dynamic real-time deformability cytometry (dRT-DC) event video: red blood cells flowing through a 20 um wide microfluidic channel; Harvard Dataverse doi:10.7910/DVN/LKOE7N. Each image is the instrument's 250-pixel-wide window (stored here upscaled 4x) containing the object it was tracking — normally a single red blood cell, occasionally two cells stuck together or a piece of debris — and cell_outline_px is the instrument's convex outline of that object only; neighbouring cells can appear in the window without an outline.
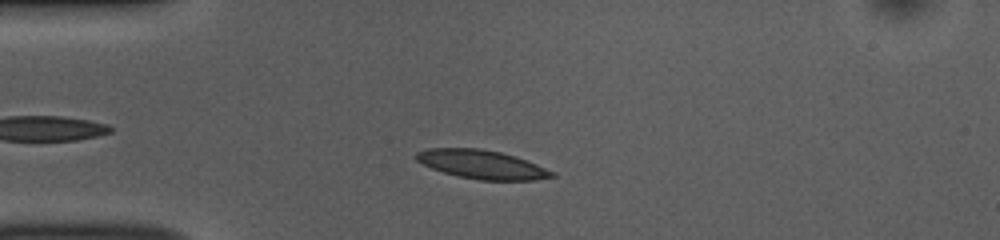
{"species": "common noctule bat (a hibernating species)", "species_latin": "Nyctalus noctula", "temperature_condition": "room temperature", "stored_images_in_passage": 46, "camera_frame_rate_fps": 3000, "um_per_image_px": 0.085, "animal": {"sex": "female", "body_mass_g": 10.0, "forearm_length_mm": 53.1}, "frame": {"image": 1, "passage_image": 7, "time_ms": 2.0, "image_size_px": [1000, 240], "cell_outline_px": [[556, 176], [536, 180], [480, 180], [460, 176], [444, 172], [432, 168], [416, 160], [412, 156], [416, 152], [428, 148], [480, 148], [500, 152], [516, 156], [528, 160], [556, 172]], "centroid_in_image_um": [40.99, 13.97], "position_along_channel_um": 44.0, "area_um2": 22.83}}
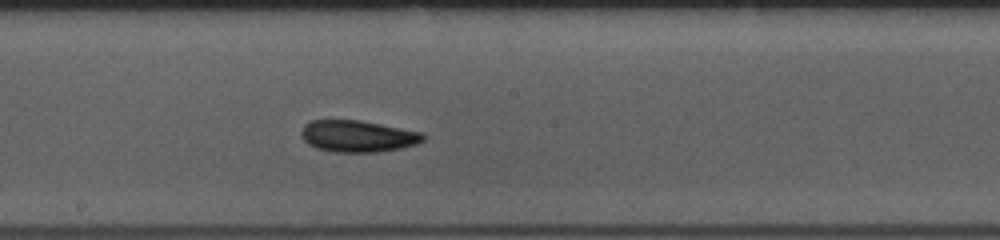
{"frame": {"image": 2, "passage_image": 22, "time_ms": 7.0, "image_size_px": [1000, 240], "cell_outline_px": [[424, 140], [416, 144], [400, 148], [380, 152], [332, 152], [316, 148], [308, 144], [300, 136], [300, 132], [304, 124], [312, 120], [360, 120], [424, 132]], "centroid_in_image_um": [30.39, 11.57], "position_along_channel_um": 217.8, "area_um2": 22.72}}
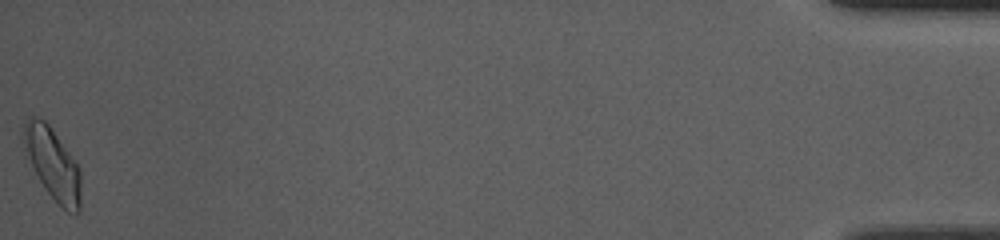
{"frame": {"image": 3, "passage_image": 46, "time_ms": 15.0, "image_size_px": [1000, 240], "cell_outline_px": [[80, 212], [76, 216], [60, 208], [48, 192], [40, 180], [24, 152], [20, 132], [28, 116], [36, 116], [44, 120], [48, 124], [80, 168]], "centroid_in_image_um": [4.45, 13.93], "position_along_channel_um": 430.8, "area_um2": 24.1}, "authors_computed_cell_mechanics": {"area_um2": 21.9351, "velocity_mm_per_s": 3.8549, "shape_relaxation_time_tau1_ms": 6.095, "shape_relaxation_time_tau2_ms": 4.7307, "deformation_change_tau1": 0.1434, "deformation_change_tau2": 0.1045}}